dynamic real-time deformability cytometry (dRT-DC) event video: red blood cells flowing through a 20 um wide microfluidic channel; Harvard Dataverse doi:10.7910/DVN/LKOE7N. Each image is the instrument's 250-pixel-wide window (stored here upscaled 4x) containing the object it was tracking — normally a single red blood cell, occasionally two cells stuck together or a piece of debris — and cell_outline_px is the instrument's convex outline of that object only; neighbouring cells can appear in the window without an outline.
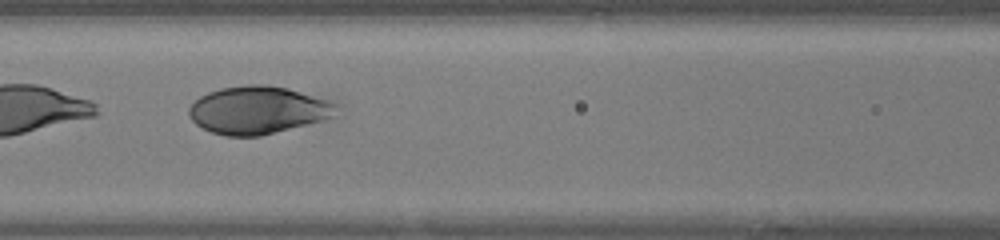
{"species": "human", "species_latin": "Homo sapiens", "temperature_condition": "warm", "stored_images_in_passage": 31, "camera_frame_rate_fps": 3000, "um_per_image_px": 0.085, "donor": {"sex": "female"}, "frame": {"image": 1, "passage_image": 19, "time_ms": 6.0, "image_size_px": [1000, 240], "cell_outline_px": [[336, 104], [332, 116], [324, 120], [260, 136], [224, 136], [212, 132], [196, 124], [192, 120], [188, 112], [188, 108], [200, 96], [208, 92], [220, 88], [248, 84], [268, 84], [288, 88]], "centroid_in_image_um": [21.85, 9.35], "position_along_channel_um": 144.7, "area_um2": 40.52}}
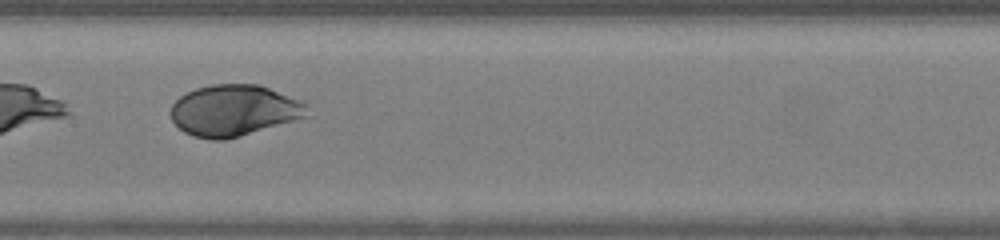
{"frame": {"image": 2, "passage_image": 22, "time_ms": 7.0, "image_size_px": [1000, 240], "cell_outline_px": [[308, 116], [296, 120], [240, 136], [224, 140], [212, 140], [192, 136], [184, 132], [172, 120], [172, 104], [180, 96], [196, 88], [212, 84], [260, 84], [308, 104]], "centroid_in_image_um": [19.9, 9.39], "position_along_channel_um": 187.5, "area_um2": 40.63}}
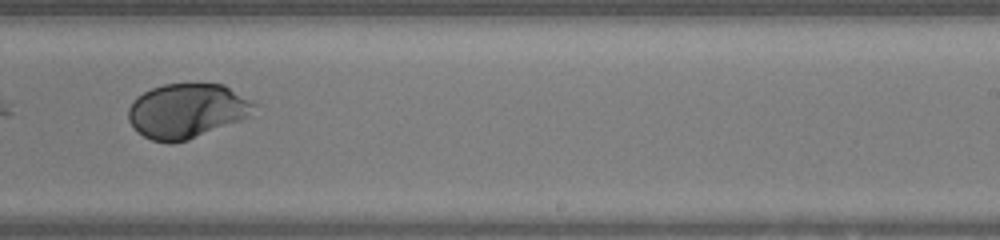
{"frame": {"image": 3, "passage_image": 28, "time_ms": 9.0, "image_size_px": [1000, 240], "cell_outline_px": [[260, 104], [252, 116], [188, 140], [172, 144], [152, 140], [144, 136], [128, 120], [128, 108], [132, 100], [136, 96], [152, 88], [164, 84], [224, 84]], "centroid_in_image_um": [15.94, 9.42], "position_along_channel_um": 273.1, "area_um2": 40.46}}